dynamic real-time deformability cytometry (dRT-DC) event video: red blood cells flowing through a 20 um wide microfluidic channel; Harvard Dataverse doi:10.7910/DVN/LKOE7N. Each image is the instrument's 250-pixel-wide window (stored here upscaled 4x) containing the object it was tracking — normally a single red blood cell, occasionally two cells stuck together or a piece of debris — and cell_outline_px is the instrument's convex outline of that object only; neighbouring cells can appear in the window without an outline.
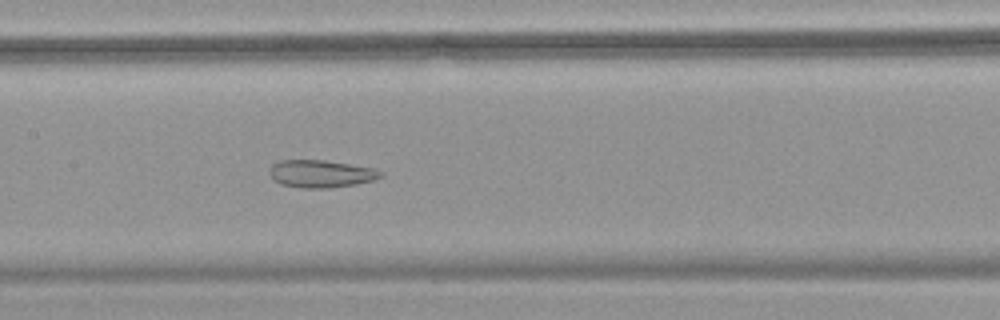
{"species": "common noctule bat (a hibernating species)", "species_latin": "Nyctalus noctula", "temperature_condition": "warm", "stored_images_in_passage": 48, "camera_frame_rate_fps": 3000, "um_per_image_px": 0.085, "animal": {"sex": "female", "body_mass_g": 18.4}, "frame": {"image": 1, "passage_image": 24, "time_ms": 7.667, "image_size_px": [1000, 320], "cell_outline_px": [[384, 176], [376, 180], [356, 184], [328, 188], [300, 188], [280, 184], [272, 180], [268, 172], [268, 168], [272, 164], [280, 160], [324, 160], [372, 168], [384, 172]], "centroid_in_image_um": [27.25, 14.78], "position_along_channel_um": 180.2, "area_um2": 18.09}}
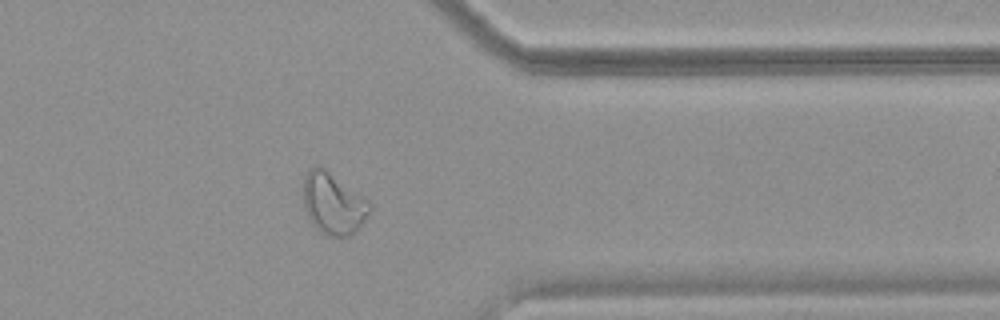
{"frame": {"image": 2, "passage_image": 39, "time_ms": 12.667, "image_size_px": [1000, 320], "cell_outline_px": [[372, 208], [364, 220], [348, 236], [332, 236], [320, 232], [308, 220], [304, 208], [304, 176], [316, 164], [324, 168], [368, 200], [372, 204]], "centroid_in_image_um": [28.3, 17.3], "position_along_channel_um": 383.1, "area_um2": 23.41}}
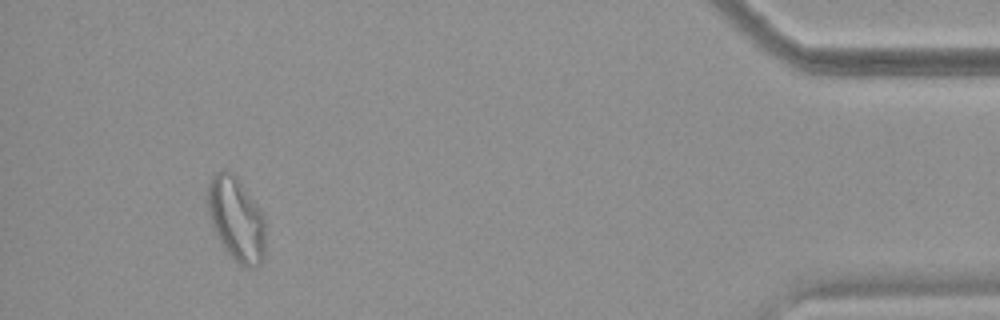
{"frame": {"image": 3, "passage_image": 45, "time_ms": 14.667, "image_size_px": [1000, 320], "cell_outline_px": [[264, 256], [260, 264], [248, 268], [244, 268], [236, 264], [224, 248], [212, 224], [208, 212], [208, 184], [212, 176], [216, 172], [232, 172], [236, 176], [264, 216]], "centroid_in_image_um": [20.08, 18.67], "position_along_channel_um": 415.1, "area_um2": 27.86}}